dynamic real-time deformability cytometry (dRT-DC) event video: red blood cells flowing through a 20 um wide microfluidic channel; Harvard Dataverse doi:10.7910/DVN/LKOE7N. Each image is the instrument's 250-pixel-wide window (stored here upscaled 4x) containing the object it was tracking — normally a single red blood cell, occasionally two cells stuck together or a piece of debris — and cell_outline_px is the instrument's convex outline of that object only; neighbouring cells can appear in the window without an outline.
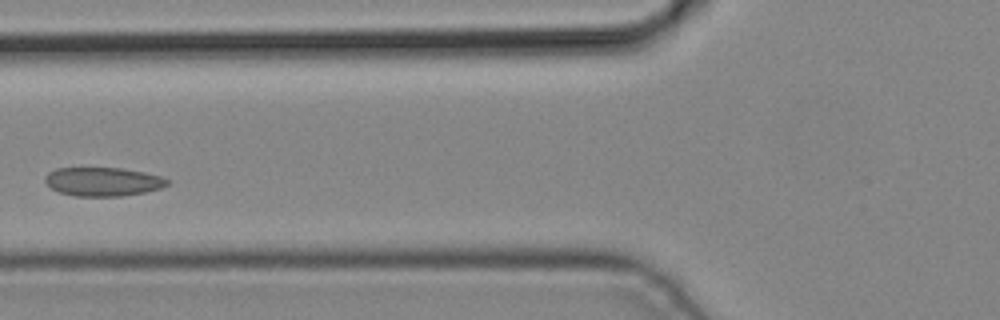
{"species": "common noctule bat (a hibernating species)", "species_latin": "Nyctalus noctula", "temperature_condition": "cold", "stored_images_in_passage": 3, "camera_frame_rate_fps": 3000, "um_per_image_px": 0.085, "animal": {"sex": "male", "body_mass_g": 19.2, "forearm_length_mm": 51.8}, "frame": {"image": 1, "passage_image": 3, "time_ms": 0.667, "image_size_px": [1000, 320], "cell_outline_px": [[172, 180], [168, 184], [160, 188], [144, 192], [120, 196], [76, 196], [60, 192], [52, 188], [44, 180], [44, 176], [48, 172], [56, 168], [120, 168], [144, 172], [160, 176]], "centroid_in_image_um": [8.75, 15.43], "position_along_channel_um": 117.0, "area_um2": 20.4}}